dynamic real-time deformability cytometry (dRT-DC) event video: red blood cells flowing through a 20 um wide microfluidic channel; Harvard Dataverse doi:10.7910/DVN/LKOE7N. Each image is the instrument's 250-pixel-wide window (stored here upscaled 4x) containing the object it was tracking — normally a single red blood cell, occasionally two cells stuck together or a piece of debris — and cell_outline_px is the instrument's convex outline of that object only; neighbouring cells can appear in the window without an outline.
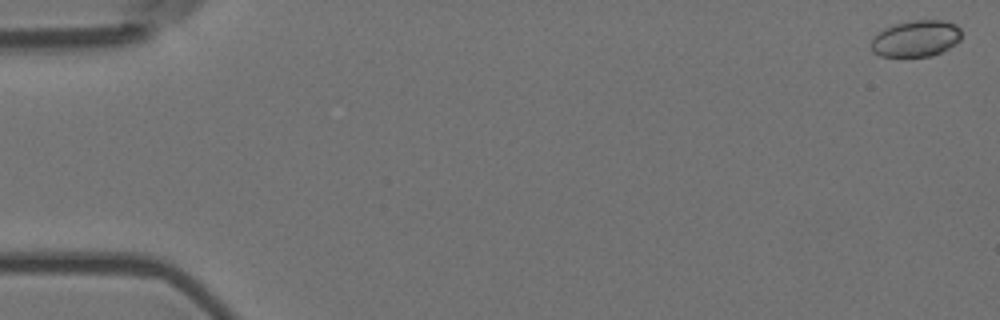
{"species": "Egyptian fruit bat (a non-hibernating species)", "species_latin": "Rousettus aegyptiacus", "temperature_condition": "room temperature", "stored_images_in_passage": 5, "camera_frame_rate_fps": 3000, "um_per_image_px": 0.085, "animal": {"sex": "female"}, "frame": {"image": 1, "passage_image": 1, "time_ms": 0.0, "image_size_px": [1000, 320], "cell_outline_px": [[960, 40], [948, 48], [932, 56], [880, 56], [872, 52], [872, 40], [884, 28], [892, 24], [912, 20], [944, 20], [956, 24], [960, 28]], "centroid_in_image_um": [77.86, 3.26], "position_along_channel_um": 7.1, "area_um2": 19.07}}
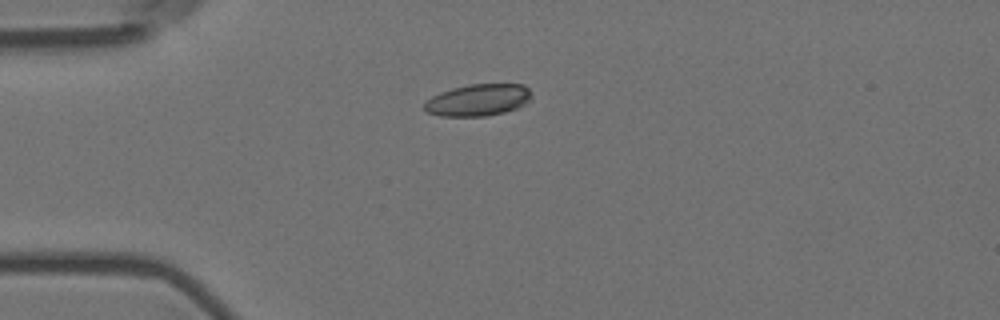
{"frame": {"image": 2, "passage_image": 5, "time_ms": 1.333, "image_size_px": [1000, 320], "cell_outline_px": [[532, 96], [524, 104], [516, 108], [504, 112], [488, 116], [440, 116], [424, 112], [424, 104], [432, 96], [440, 92], [452, 88], [468, 84], [524, 84], [532, 92]], "centroid_in_image_um": [40.63, 8.5], "position_along_channel_um": 44.4, "area_um2": 20.0}}